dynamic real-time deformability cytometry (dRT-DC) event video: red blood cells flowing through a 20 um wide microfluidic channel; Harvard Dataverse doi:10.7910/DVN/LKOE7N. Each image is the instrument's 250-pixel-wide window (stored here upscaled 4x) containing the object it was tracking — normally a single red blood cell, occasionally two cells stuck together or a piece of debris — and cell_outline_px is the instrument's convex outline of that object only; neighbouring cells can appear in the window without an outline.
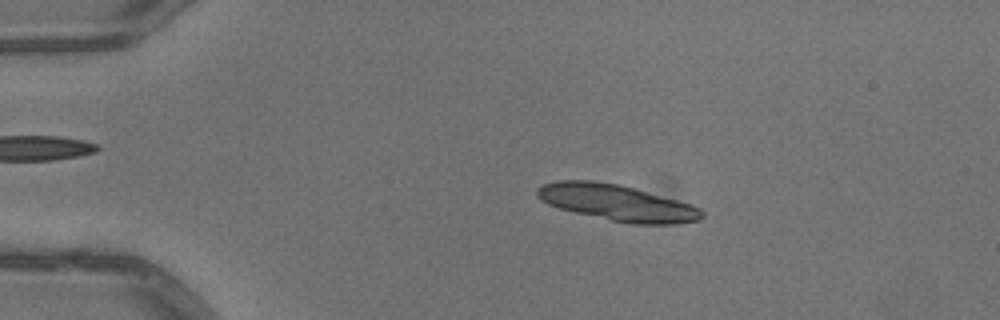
{"species": "common noctule bat (a hibernating species)", "species_latin": "Nyctalus noctula", "temperature_condition": "warm", "stored_images_in_passage": 5, "segment_of_instrument_passage": [1, 2], "camera_frame_rate_fps": 3000, "um_per_image_px": 0.085, "animal": {"sex": "male", "body_mass_g": 13.3}, "frame": {"image": 1, "passage_image": 2, "time_ms": 0.333, "image_size_px": [1000, 320], "cell_outline_px": [[704, 216], [700, 220], [672, 224], [628, 224], [576, 212], [560, 208], [548, 204], [540, 200], [536, 196], [536, 188], [544, 184], [556, 180], [592, 180], [616, 184], [632, 188], [676, 200], [700, 208], [704, 212]], "centroid_in_image_um": [52.41, 17.23], "position_along_channel_um": 32.6, "area_um2": 34.33}}